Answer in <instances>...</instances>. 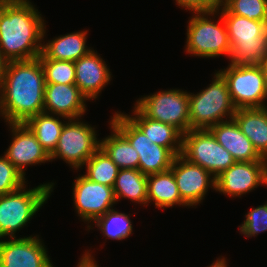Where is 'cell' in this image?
<instances>
[{
	"mask_svg": "<svg viewBox=\"0 0 267 267\" xmlns=\"http://www.w3.org/2000/svg\"><path fill=\"white\" fill-rule=\"evenodd\" d=\"M223 7L231 14L267 22V0H226Z\"/></svg>",
	"mask_w": 267,
	"mask_h": 267,
	"instance_id": "30",
	"label": "cell"
},
{
	"mask_svg": "<svg viewBox=\"0 0 267 267\" xmlns=\"http://www.w3.org/2000/svg\"><path fill=\"white\" fill-rule=\"evenodd\" d=\"M180 155L215 178L236 162L209 129L189 130L183 134Z\"/></svg>",
	"mask_w": 267,
	"mask_h": 267,
	"instance_id": "8",
	"label": "cell"
},
{
	"mask_svg": "<svg viewBox=\"0 0 267 267\" xmlns=\"http://www.w3.org/2000/svg\"><path fill=\"white\" fill-rule=\"evenodd\" d=\"M214 78L201 92L189 93L190 130L210 129L227 118L234 117L236 108L225 79L218 71Z\"/></svg>",
	"mask_w": 267,
	"mask_h": 267,
	"instance_id": "4",
	"label": "cell"
},
{
	"mask_svg": "<svg viewBox=\"0 0 267 267\" xmlns=\"http://www.w3.org/2000/svg\"><path fill=\"white\" fill-rule=\"evenodd\" d=\"M39 13L29 0H0V52L7 62L40 56L46 26Z\"/></svg>",
	"mask_w": 267,
	"mask_h": 267,
	"instance_id": "2",
	"label": "cell"
},
{
	"mask_svg": "<svg viewBox=\"0 0 267 267\" xmlns=\"http://www.w3.org/2000/svg\"><path fill=\"white\" fill-rule=\"evenodd\" d=\"M245 218L239 230L246 237L267 231V203L251 209Z\"/></svg>",
	"mask_w": 267,
	"mask_h": 267,
	"instance_id": "32",
	"label": "cell"
},
{
	"mask_svg": "<svg viewBox=\"0 0 267 267\" xmlns=\"http://www.w3.org/2000/svg\"><path fill=\"white\" fill-rule=\"evenodd\" d=\"M112 124L135 148L139 155L138 169L144 175L164 172L171 168L175 155L166 147L152 143L124 113L115 112Z\"/></svg>",
	"mask_w": 267,
	"mask_h": 267,
	"instance_id": "9",
	"label": "cell"
},
{
	"mask_svg": "<svg viewBox=\"0 0 267 267\" xmlns=\"http://www.w3.org/2000/svg\"><path fill=\"white\" fill-rule=\"evenodd\" d=\"M135 107L145 117L172 125L182 134L190 130L189 93L186 91H159L136 100Z\"/></svg>",
	"mask_w": 267,
	"mask_h": 267,
	"instance_id": "10",
	"label": "cell"
},
{
	"mask_svg": "<svg viewBox=\"0 0 267 267\" xmlns=\"http://www.w3.org/2000/svg\"><path fill=\"white\" fill-rule=\"evenodd\" d=\"M88 31H77L61 35L42 44L39 59H54L61 61H77L88 54L92 49L86 46Z\"/></svg>",
	"mask_w": 267,
	"mask_h": 267,
	"instance_id": "22",
	"label": "cell"
},
{
	"mask_svg": "<svg viewBox=\"0 0 267 267\" xmlns=\"http://www.w3.org/2000/svg\"><path fill=\"white\" fill-rule=\"evenodd\" d=\"M86 253L82 255V257L80 258V261L77 265V267H99L96 263V261L94 260L92 254L85 251Z\"/></svg>",
	"mask_w": 267,
	"mask_h": 267,
	"instance_id": "34",
	"label": "cell"
},
{
	"mask_svg": "<svg viewBox=\"0 0 267 267\" xmlns=\"http://www.w3.org/2000/svg\"><path fill=\"white\" fill-rule=\"evenodd\" d=\"M25 180L5 155L0 157V196L19 190L25 185Z\"/></svg>",
	"mask_w": 267,
	"mask_h": 267,
	"instance_id": "31",
	"label": "cell"
},
{
	"mask_svg": "<svg viewBox=\"0 0 267 267\" xmlns=\"http://www.w3.org/2000/svg\"><path fill=\"white\" fill-rule=\"evenodd\" d=\"M217 13L227 27L231 64H260L267 58V22L231 14L224 7Z\"/></svg>",
	"mask_w": 267,
	"mask_h": 267,
	"instance_id": "3",
	"label": "cell"
},
{
	"mask_svg": "<svg viewBox=\"0 0 267 267\" xmlns=\"http://www.w3.org/2000/svg\"><path fill=\"white\" fill-rule=\"evenodd\" d=\"M12 143L5 152L7 159L25 176L27 165L50 161V155L24 123H10Z\"/></svg>",
	"mask_w": 267,
	"mask_h": 267,
	"instance_id": "16",
	"label": "cell"
},
{
	"mask_svg": "<svg viewBox=\"0 0 267 267\" xmlns=\"http://www.w3.org/2000/svg\"><path fill=\"white\" fill-rule=\"evenodd\" d=\"M7 61L2 57L0 52V85L3 81L4 69Z\"/></svg>",
	"mask_w": 267,
	"mask_h": 267,
	"instance_id": "35",
	"label": "cell"
},
{
	"mask_svg": "<svg viewBox=\"0 0 267 267\" xmlns=\"http://www.w3.org/2000/svg\"><path fill=\"white\" fill-rule=\"evenodd\" d=\"M111 135L100 140V148L119 169H138L139 155L129 141L112 125Z\"/></svg>",
	"mask_w": 267,
	"mask_h": 267,
	"instance_id": "25",
	"label": "cell"
},
{
	"mask_svg": "<svg viewBox=\"0 0 267 267\" xmlns=\"http://www.w3.org/2000/svg\"><path fill=\"white\" fill-rule=\"evenodd\" d=\"M170 169L176 180L181 199L188 207L201 203L209 187L215 190V177L203 167L189 162L181 155L175 156Z\"/></svg>",
	"mask_w": 267,
	"mask_h": 267,
	"instance_id": "14",
	"label": "cell"
},
{
	"mask_svg": "<svg viewBox=\"0 0 267 267\" xmlns=\"http://www.w3.org/2000/svg\"><path fill=\"white\" fill-rule=\"evenodd\" d=\"M176 3L190 12H208L216 9L208 0H176Z\"/></svg>",
	"mask_w": 267,
	"mask_h": 267,
	"instance_id": "33",
	"label": "cell"
},
{
	"mask_svg": "<svg viewBox=\"0 0 267 267\" xmlns=\"http://www.w3.org/2000/svg\"><path fill=\"white\" fill-rule=\"evenodd\" d=\"M134 115H126L152 143L168 148L175 156L182 151L183 134L174 126L145 117L136 107Z\"/></svg>",
	"mask_w": 267,
	"mask_h": 267,
	"instance_id": "20",
	"label": "cell"
},
{
	"mask_svg": "<svg viewBox=\"0 0 267 267\" xmlns=\"http://www.w3.org/2000/svg\"><path fill=\"white\" fill-rule=\"evenodd\" d=\"M216 9L224 6L226 0H208Z\"/></svg>",
	"mask_w": 267,
	"mask_h": 267,
	"instance_id": "38",
	"label": "cell"
},
{
	"mask_svg": "<svg viewBox=\"0 0 267 267\" xmlns=\"http://www.w3.org/2000/svg\"><path fill=\"white\" fill-rule=\"evenodd\" d=\"M154 202L157 208L174 205L187 206L181 199L176 180L171 169L147 175V205Z\"/></svg>",
	"mask_w": 267,
	"mask_h": 267,
	"instance_id": "23",
	"label": "cell"
},
{
	"mask_svg": "<svg viewBox=\"0 0 267 267\" xmlns=\"http://www.w3.org/2000/svg\"><path fill=\"white\" fill-rule=\"evenodd\" d=\"M45 74V84L75 85V65L73 61L39 59Z\"/></svg>",
	"mask_w": 267,
	"mask_h": 267,
	"instance_id": "29",
	"label": "cell"
},
{
	"mask_svg": "<svg viewBox=\"0 0 267 267\" xmlns=\"http://www.w3.org/2000/svg\"><path fill=\"white\" fill-rule=\"evenodd\" d=\"M217 9L208 12H193L187 26L186 52L196 57H219L231 52L226 24L221 17L219 23L209 17L216 15ZM209 17V18H208Z\"/></svg>",
	"mask_w": 267,
	"mask_h": 267,
	"instance_id": "6",
	"label": "cell"
},
{
	"mask_svg": "<svg viewBox=\"0 0 267 267\" xmlns=\"http://www.w3.org/2000/svg\"><path fill=\"white\" fill-rule=\"evenodd\" d=\"M225 79L236 109L266 107L267 88L259 64H229L218 71Z\"/></svg>",
	"mask_w": 267,
	"mask_h": 267,
	"instance_id": "7",
	"label": "cell"
},
{
	"mask_svg": "<svg viewBox=\"0 0 267 267\" xmlns=\"http://www.w3.org/2000/svg\"><path fill=\"white\" fill-rule=\"evenodd\" d=\"M45 74L39 58L8 61L0 85V114L10 123H25L44 112Z\"/></svg>",
	"mask_w": 267,
	"mask_h": 267,
	"instance_id": "1",
	"label": "cell"
},
{
	"mask_svg": "<svg viewBox=\"0 0 267 267\" xmlns=\"http://www.w3.org/2000/svg\"><path fill=\"white\" fill-rule=\"evenodd\" d=\"M209 130L220 145L230 152L236 162L267 161L258 154L234 118L222 121Z\"/></svg>",
	"mask_w": 267,
	"mask_h": 267,
	"instance_id": "19",
	"label": "cell"
},
{
	"mask_svg": "<svg viewBox=\"0 0 267 267\" xmlns=\"http://www.w3.org/2000/svg\"><path fill=\"white\" fill-rule=\"evenodd\" d=\"M73 198L78 216L88 223L103 216L117 203L113 187L90 181L84 175L74 182Z\"/></svg>",
	"mask_w": 267,
	"mask_h": 267,
	"instance_id": "12",
	"label": "cell"
},
{
	"mask_svg": "<svg viewBox=\"0 0 267 267\" xmlns=\"http://www.w3.org/2000/svg\"><path fill=\"white\" fill-rule=\"evenodd\" d=\"M75 65V85L87 100H94L102 91L103 87L111 81V72L105 61L91 50L74 62Z\"/></svg>",
	"mask_w": 267,
	"mask_h": 267,
	"instance_id": "18",
	"label": "cell"
},
{
	"mask_svg": "<svg viewBox=\"0 0 267 267\" xmlns=\"http://www.w3.org/2000/svg\"><path fill=\"white\" fill-rule=\"evenodd\" d=\"M215 180L217 192L241 197L259 185L267 186V161L235 162Z\"/></svg>",
	"mask_w": 267,
	"mask_h": 267,
	"instance_id": "13",
	"label": "cell"
},
{
	"mask_svg": "<svg viewBox=\"0 0 267 267\" xmlns=\"http://www.w3.org/2000/svg\"><path fill=\"white\" fill-rule=\"evenodd\" d=\"M93 223L105 237L111 239L123 240L132 234L133 227L129 215L119 213L115 209L107 211Z\"/></svg>",
	"mask_w": 267,
	"mask_h": 267,
	"instance_id": "28",
	"label": "cell"
},
{
	"mask_svg": "<svg viewBox=\"0 0 267 267\" xmlns=\"http://www.w3.org/2000/svg\"><path fill=\"white\" fill-rule=\"evenodd\" d=\"M113 191L116 202L128 198L135 203L147 205V175L139 169H119Z\"/></svg>",
	"mask_w": 267,
	"mask_h": 267,
	"instance_id": "24",
	"label": "cell"
},
{
	"mask_svg": "<svg viewBox=\"0 0 267 267\" xmlns=\"http://www.w3.org/2000/svg\"><path fill=\"white\" fill-rule=\"evenodd\" d=\"M54 183L40 184L33 189L19 190L0 196V239L15 238V233L23 228L38 212L51 195Z\"/></svg>",
	"mask_w": 267,
	"mask_h": 267,
	"instance_id": "5",
	"label": "cell"
},
{
	"mask_svg": "<svg viewBox=\"0 0 267 267\" xmlns=\"http://www.w3.org/2000/svg\"><path fill=\"white\" fill-rule=\"evenodd\" d=\"M39 236L0 240V267H54Z\"/></svg>",
	"mask_w": 267,
	"mask_h": 267,
	"instance_id": "15",
	"label": "cell"
},
{
	"mask_svg": "<svg viewBox=\"0 0 267 267\" xmlns=\"http://www.w3.org/2000/svg\"><path fill=\"white\" fill-rule=\"evenodd\" d=\"M85 165L87 172L84 176L90 181L114 186L119 168L101 148L85 162Z\"/></svg>",
	"mask_w": 267,
	"mask_h": 267,
	"instance_id": "27",
	"label": "cell"
},
{
	"mask_svg": "<svg viewBox=\"0 0 267 267\" xmlns=\"http://www.w3.org/2000/svg\"><path fill=\"white\" fill-rule=\"evenodd\" d=\"M259 65L262 68L264 74L265 86L267 88V58H265Z\"/></svg>",
	"mask_w": 267,
	"mask_h": 267,
	"instance_id": "36",
	"label": "cell"
},
{
	"mask_svg": "<svg viewBox=\"0 0 267 267\" xmlns=\"http://www.w3.org/2000/svg\"><path fill=\"white\" fill-rule=\"evenodd\" d=\"M226 259L225 258H218L215 262L212 263V265H210L209 267H228L227 263H226Z\"/></svg>",
	"mask_w": 267,
	"mask_h": 267,
	"instance_id": "37",
	"label": "cell"
},
{
	"mask_svg": "<svg viewBox=\"0 0 267 267\" xmlns=\"http://www.w3.org/2000/svg\"><path fill=\"white\" fill-rule=\"evenodd\" d=\"M54 116L43 112L32 116L24 123L49 155L55 150L65 124L59 120V116Z\"/></svg>",
	"mask_w": 267,
	"mask_h": 267,
	"instance_id": "26",
	"label": "cell"
},
{
	"mask_svg": "<svg viewBox=\"0 0 267 267\" xmlns=\"http://www.w3.org/2000/svg\"><path fill=\"white\" fill-rule=\"evenodd\" d=\"M233 118L258 154L267 160V106L236 109Z\"/></svg>",
	"mask_w": 267,
	"mask_h": 267,
	"instance_id": "21",
	"label": "cell"
},
{
	"mask_svg": "<svg viewBox=\"0 0 267 267\" xmlns=\"http://www.w3.org/2000/svg\"><path fill=\"white\" fill-rule=\"evenodd\" d=\"M86 97L76 85L45 84L44 112L64 119H79L86 111Z\"/></svg>",
	"mask_w": 267,
	"mask_h": 267,
	"instance_id": "17",
	"label": "cell"
},
{
	"mask_svg": "<svg viewBox=\"0 0 267 267\" xmlns=\"http://www.w3.org/2000/svg\"><path fill=\"white\" fill-rule=\"evenodd\" d=\"M67 121L55 150L50 154V161L61 158L77 170L100 148V141L91 125L78 119Z\"/></svg>",
	"mask_w": 267,
	"mask_h": 267,
	"instance_id": "11",
	"label": "cell"
}]
</instances>
